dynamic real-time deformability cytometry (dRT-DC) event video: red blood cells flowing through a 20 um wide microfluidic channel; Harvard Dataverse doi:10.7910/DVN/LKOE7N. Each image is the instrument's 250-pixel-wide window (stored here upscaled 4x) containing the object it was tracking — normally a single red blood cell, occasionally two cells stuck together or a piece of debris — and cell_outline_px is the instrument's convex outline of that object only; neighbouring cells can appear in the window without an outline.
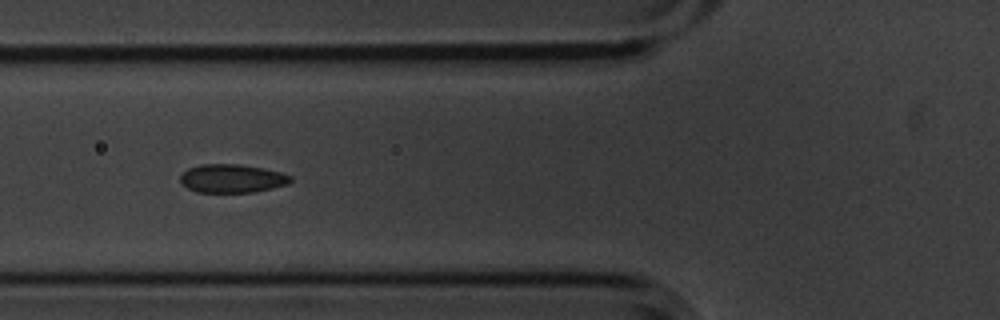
{"species": "common noctule bat (a hibernating species)", "species_latin": "Nyctalus noctula", "temperature_condition": "cold", "stored_images_in_passage": 49, "camera_frame_rate_fps": 3000, "um_per_image_px": 0.085, "animal": {"sex": "male", "body_mass_g": 20.1, "forearm_length_mm": 53.5}, "frame": {"image": 1, "passage_image": 13, "time_ms": 4.0, "image_size_px": [1000, 320], "cell_outline_px": [[292, 180], [288, 184], [256, 192], [196, 192], [180, 184], [180, 176], [188, 168], [200, 164], [240, 164], [264, 168], [280, 172], [292, 176]], "centroid_in_image_um": [19.72, 15.17], "position_along_channel_um": 106.1, "area_um2": 18.44}}
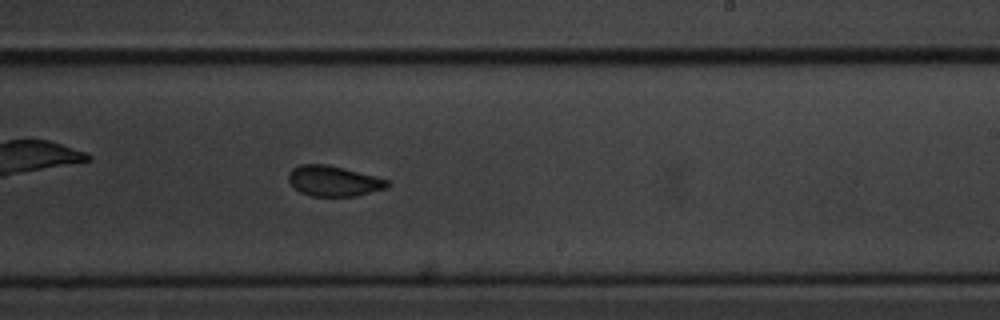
{"frame": {"image": 2, "passage_image": 26, "time_ms": 8.333, "image_size_px": [1000, 320], "cell_outline_px": [[392, 184], [388, 188], [356, 196], [312, 196], [300, 192], [288, 180], [288, 172], [292, 168], [300, 164], [328, 164], [376, 176], [388, 180]], "centroid_in_image_um": [28.39, 15.38], "position_along_channel_um": 260.6, "area_um2": 17.69}}
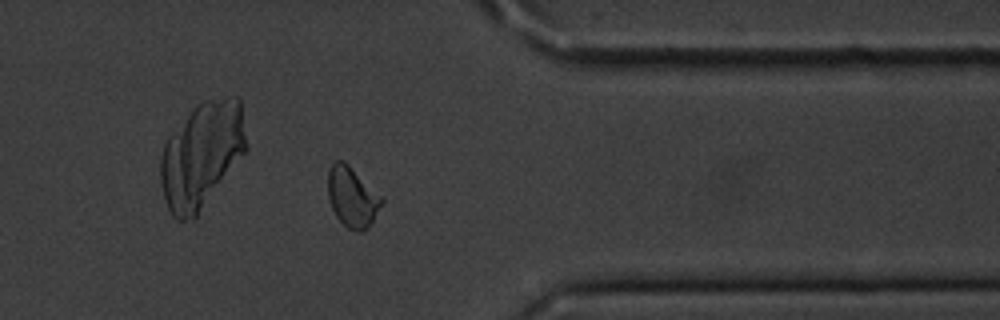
{"frame": {"image": 3, "passage_image": 37, "time_ms": 12.0, "image_size_px": [1000, 320], "cell_outline_px": [[384, 200], [368, 228], [360, 232], [356, 232], [348, 228], [336, 216], [332, 208], [328, 196], [328, 168], [332, 160], [344, 160]], "centroid_in_image_um": [29.9, 16.73], "position_along_channel_um": 381.5, "area_um2": 18.61}, "authors_computed_cell_mechanics": {"area_um2": 18.4382, "velocity_mm_per_s": 3.5593, "shape_relaxation_time_tau1_ms": 3.1081, "shape_relaxation_time_tau2_ms": 1.6141, "deformation_change_tau1": 0.0631, "deformation_change_tau2": 0.0339}}